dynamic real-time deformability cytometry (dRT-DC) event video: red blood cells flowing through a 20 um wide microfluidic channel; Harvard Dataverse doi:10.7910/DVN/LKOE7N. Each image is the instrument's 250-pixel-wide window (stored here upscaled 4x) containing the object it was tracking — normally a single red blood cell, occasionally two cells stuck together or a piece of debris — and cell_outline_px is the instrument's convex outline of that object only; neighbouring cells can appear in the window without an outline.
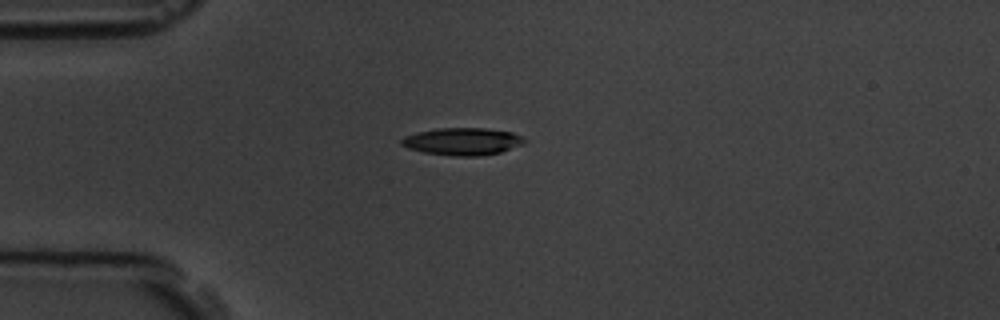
{"species": "common noctule bat (a hibernating species)", "species_latin": "Nyctalus noctula", "temperature_condition": "room temperature", "stored_images_in_passage": 12, "camera_frame_rate_fps": 3000, "um_per_image_px": 0.085, "animal": {"sex": "male", "body_mass_g": 19.5, "forearm_length_mm": 54.6}, "frame": {"image": 1, "passage_image": 1, "time_ms": 0.0, "image_size_px": [1000, 320], "cell_outline_px": [[524, 144], [500, 152], [476, 156], [452, 156], [424, 152], [408, 148], [400, 144], [400, 140], [404, 136], [416, 132], [436, 128], [488, 128], [512, 132], [524, 136]], "centroid_in_image_um": [39.3, 12.01], "position_along_channel_um": 45.7, "area_um2": 19.71}}
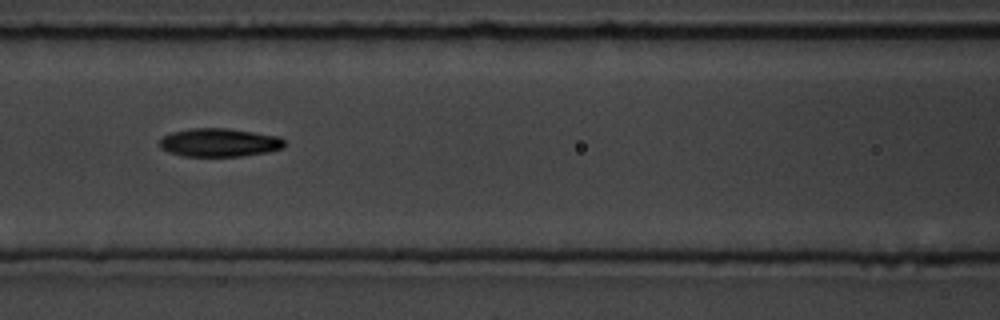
{"frame": {"image": 2, "passage_image": 4, "time_ms": 3.333, "image_size_px": [1000, 320], "cell_outline_px": [[284, 148], [268, 152], [240, 156], [184, 156], [168, 152], [160, 148], [160, 140], [164, 136], [172, 132], [192, 128], [228, 128], [280, 136], [284, 140]], "centroid_in_image_um": [18.66, 12.11], "position_along_channel_um": 147.9, "area_um2": 20.69}}
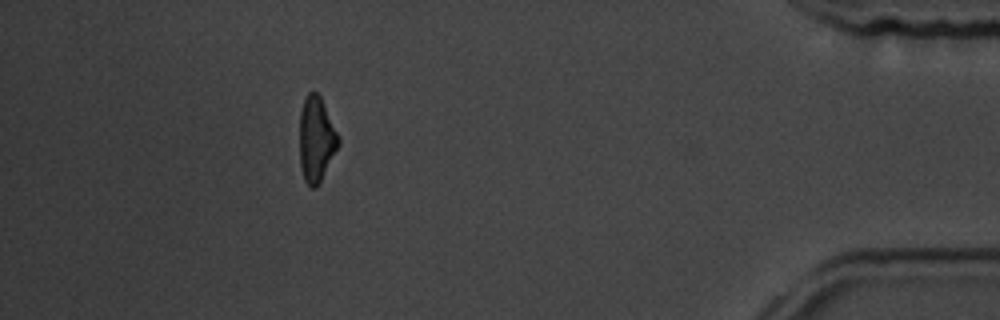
{"frame": {"image": 3, "passage_image": 11, "time_ms": 12.0, "image_size_px": [1000, 320], "cell_outline_px": [[340, 144], [316, 188], [312, 188], [304, 180], [300, 164], [300, 112], [304, 96], [312, 88], [320, 96], [340, 140]], "centroid_in_image_um": [26.86, 11.8], "position_along_channel_um": 408.3, "area_um2": 19.13}, "authors_computed_cell_mechanics": {"area_um2": 19.6809, "velocity_mm_per_s": 3.633, "shape_relaxation_time_tau1_ms": 3.4603, "shape_relaxation_time_tau2_ms": 9.7754, "deformation_change_tau1": 0.0861, "deformation_change_tau2": 0.1931}}